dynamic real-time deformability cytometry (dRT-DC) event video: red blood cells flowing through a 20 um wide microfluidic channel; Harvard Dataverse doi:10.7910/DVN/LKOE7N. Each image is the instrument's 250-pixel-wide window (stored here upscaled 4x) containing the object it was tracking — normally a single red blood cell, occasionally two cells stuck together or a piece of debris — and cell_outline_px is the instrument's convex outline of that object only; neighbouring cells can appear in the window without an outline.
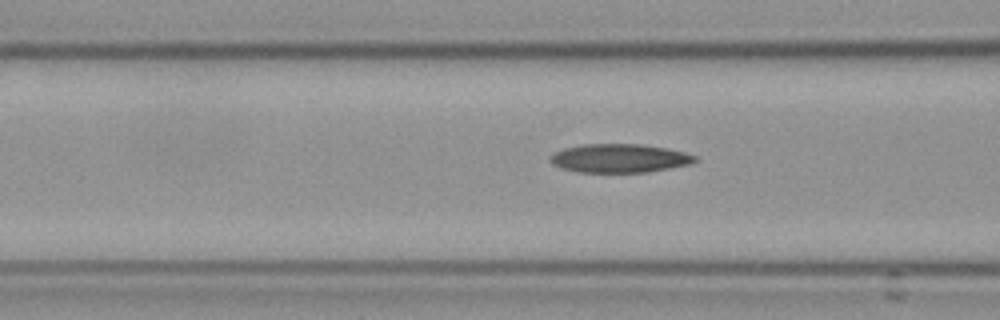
{"species": "Egyptian fruit bat (a non-hibernating species)", "species_latin": "Rousettus aegyptiacus", "temperature_condition": "cold", "stored_images_in_passage": 29, "camera_frame_rate_fps": 3000, "um_per_image_px": 0.085, "frame": {"image": 1, "passage_image": 5, "time_ms": 1.333, "image_size_px": [1000, 320], "cell_outline_px": [[700, 160], [692, 164], [648, 172], [576, 172], [552, 164], [548, 160], [556, 152], [564, 148], [580, 144], [640, 144], [668, 148], [684, 152], [696, 156]], "centroid_in_image_um": [52.7, 13.45], "position_along_channel_um": 113.9, "area_um2": 24.28}}